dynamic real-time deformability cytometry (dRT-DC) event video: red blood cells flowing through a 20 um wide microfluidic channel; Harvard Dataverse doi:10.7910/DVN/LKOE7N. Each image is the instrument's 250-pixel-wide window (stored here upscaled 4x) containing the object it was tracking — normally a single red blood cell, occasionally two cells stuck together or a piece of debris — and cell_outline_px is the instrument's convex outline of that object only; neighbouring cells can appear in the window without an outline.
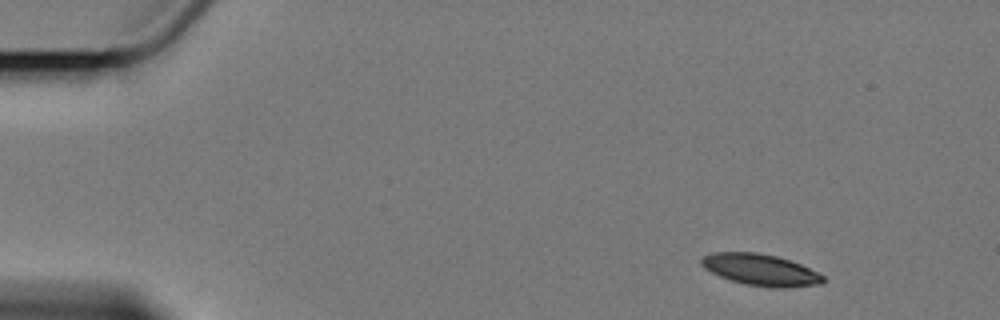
{"species": "Egyptian fruit bat (a non-hibernating species)", "species_latin": "Rousettus aegyptiacus", "temperature_condition": "cold", "stored_images_in_passage": 9, "camera_frame_rate_fps": 3000, "um_per_image_px": 0.085, "animal": {"sex": "female"}, "frame": {"image": 1, "passage_image": 1, "time_ms": 0.0, "image_size_px": [1000, 320], "cell_outline_px": [[824, 280], [820, 284], [784, 288], [772, 288], [744, 284], [720, 276], [704, 268], [700, 264], [700, 260], [704, 256], [712, 252], [756, 252], [776, 256], [800, 264], [824, 276]], "centroid_in_image_um": [64.62, 22.93], "position_along_channel_um": 20.4, "area_um2": 22.2}}
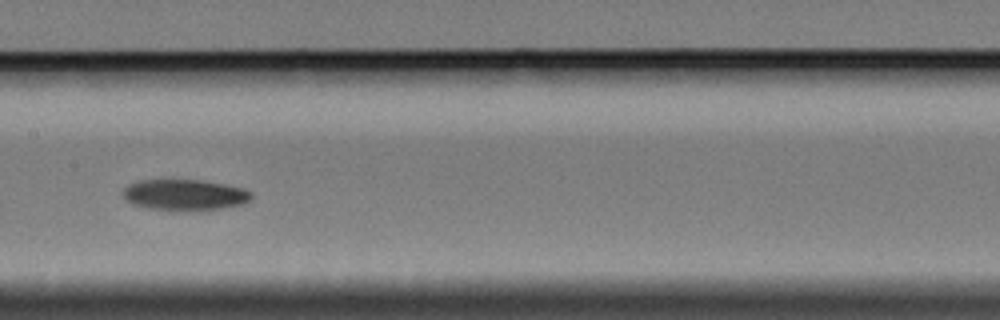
{"frame": {"image": 2, "passage_image": 6, "time_ms": 8.0, "image_size_px": [1000, 320], "cell_outline_px": [[252, 200], [244, 204], [224, 208], [188, 212], [176, 212], [148, 208], [132, 204], [124, 196], [124, 188], [128, 184], [136, 180], [200, 180], [224, 184], [244, 188], [252, 192]], "centroid_in_image_um": [15.74, 16.59], "position_along_channel_um": 191.7, "area_um2": 23.76}}
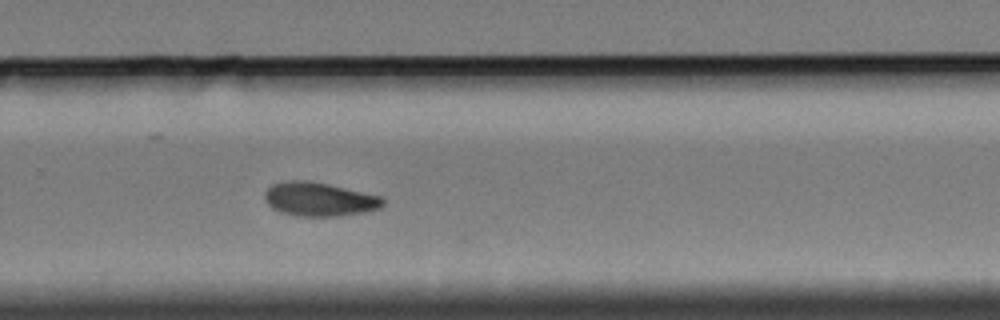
{"frame": {"image": 3, "passage_image": 9, "time_ms": 11.333, "image_size_px": [1000, 320], "cell_outline_px": [[384, 204], [380, 208], [368, 212], [340, 216], [296, 216], [272, 208], [268, 204], [264, 196], [264, 192], [272, 184], [288, 180], [304, 180], [328, 184], [384, 196]], "centroid_in_image_um": [27.19, 16.93], "position_along_channel_um": 302.6, "area_um2": 23.47}}